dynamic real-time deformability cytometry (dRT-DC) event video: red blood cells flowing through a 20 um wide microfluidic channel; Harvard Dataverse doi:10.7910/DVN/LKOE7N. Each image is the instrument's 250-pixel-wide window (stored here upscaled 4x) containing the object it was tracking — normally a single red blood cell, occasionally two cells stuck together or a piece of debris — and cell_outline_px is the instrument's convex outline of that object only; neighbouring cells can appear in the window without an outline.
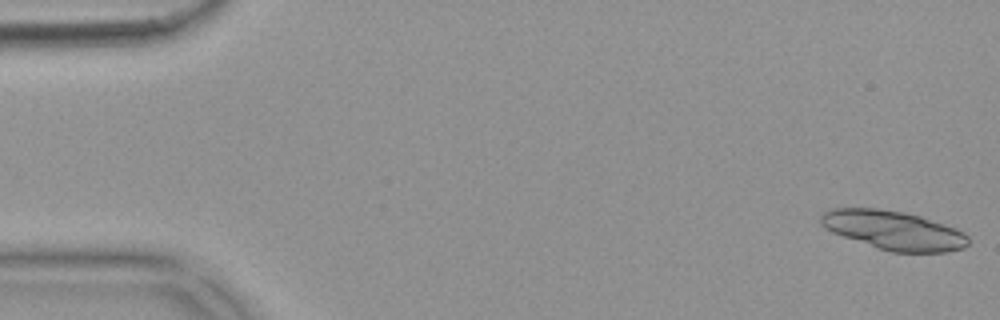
{"species": "common noctule bat (a hibernating species)", "species_latin": "Nyctalus noctula", "temperature_condition": "warm", "stored_images_in_passage": 24, "camera_frame_rate_fps": 3000, "um_per_image_px": 0.085, "animal": {"sex": "female", "body_mass_g": 18.4}, "frame": {"image": 1, "passage_image": 1, "time_ms": 0.0, "image_size_px": [1000, 320], "cell_outline_px": [[968, 244], [964, 248], [948, 252], [892, 252], [832, 232], [824, 228], [820, 224], [820, 216], [824, 212], [832, 208], [876, 208], [904, 212], [920, 216], [956, 228], [964, 232], [968, 236]], "centroid_in_image_um": [75.97, 19.56], "position_along_channel_um": 9.0, "area_um2": 33.23}}